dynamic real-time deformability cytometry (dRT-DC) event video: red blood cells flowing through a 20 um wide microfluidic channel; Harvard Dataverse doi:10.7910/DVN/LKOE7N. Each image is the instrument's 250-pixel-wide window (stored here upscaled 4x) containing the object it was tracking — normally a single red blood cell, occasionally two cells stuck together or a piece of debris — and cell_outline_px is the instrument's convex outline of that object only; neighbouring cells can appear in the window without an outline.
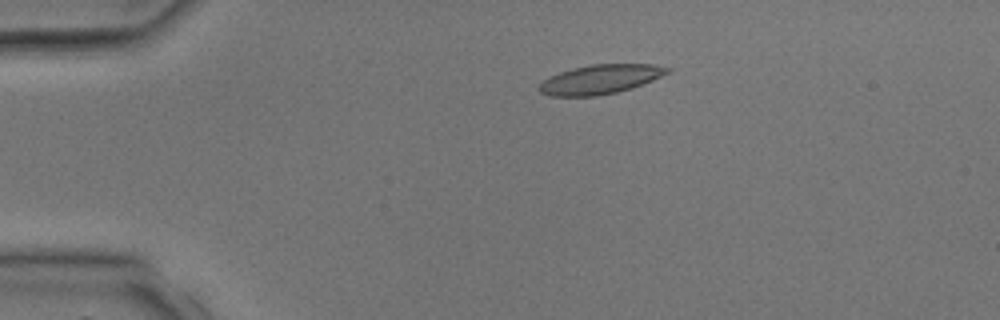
{"species": "common noctule bat (a hibernating species)", "species_latin": "Nyctalus noctula", "temperature_condition": "room temperature", "stored_images_in_passage": 2, "camera_frame_rate_fps": 3000, "um_per_image_px": 0.085, "animal": {"sex": "male", "body_mass_g": 17.9, "forearm_length_mm": 54.2}, "frame": {"image": 1, "passage_image": 1, "time_ms": 0.0, "image_size_px": [1000, 320], "cell_outline_px": [[672, 68], [668, 72], [652, 80], [632, 88], [616, 92], [596, 96], [548, 96], [540, 92], [536, 88], [548, 76], [572, 68], [592, 64], [652, 64]], "centroid_in_image_um": [50.97, 6.74], "position_along_channel_um": 34.0, "area_um2": 21.85}}